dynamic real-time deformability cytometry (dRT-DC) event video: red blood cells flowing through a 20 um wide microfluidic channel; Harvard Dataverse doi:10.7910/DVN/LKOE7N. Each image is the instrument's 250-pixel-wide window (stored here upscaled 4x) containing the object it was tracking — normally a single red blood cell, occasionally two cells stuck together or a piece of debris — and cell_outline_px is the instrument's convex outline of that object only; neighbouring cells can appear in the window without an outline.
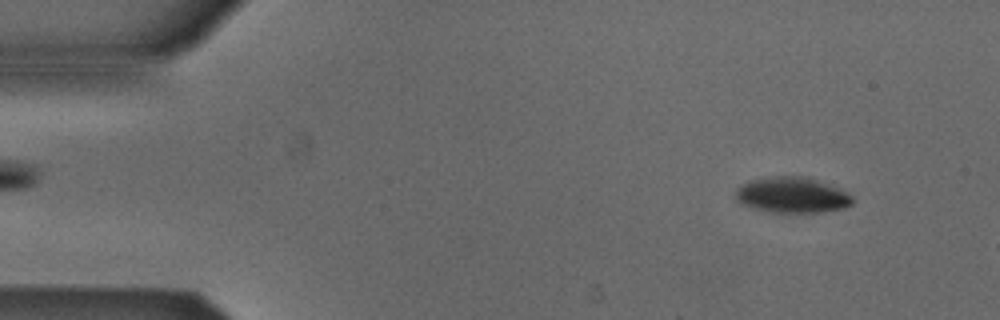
{"species": "Egyptian fruit bat (a non-hibernating species)", "species_latin": "Rousettus aegyptiacus", "temperature_condition": "cold", "stored_images_in_passage": 11, "camera_frame_rate_fps": 3000, "um_per_image_px": 0.085, "animal": {"sex": "male"}, "frame": {"image": 1, "passage_image": 4, "time_ms": 1.0, "image_size_px": [1000, 320], "cell_outline_px": [[852, 204], [844, 208], [820, 212], [776, 212], [756, 208], [744, 204], [736, 200], [736, 192], [740, 184], [748, 180], [772, 176], [800, 176], [816, 180], [840, 188], [848, 192], [852, 196]], "centroid_in_image_um": [67.34, 16.56], "position_along_channel_um": 17.7, "area_um2": 24.1}}